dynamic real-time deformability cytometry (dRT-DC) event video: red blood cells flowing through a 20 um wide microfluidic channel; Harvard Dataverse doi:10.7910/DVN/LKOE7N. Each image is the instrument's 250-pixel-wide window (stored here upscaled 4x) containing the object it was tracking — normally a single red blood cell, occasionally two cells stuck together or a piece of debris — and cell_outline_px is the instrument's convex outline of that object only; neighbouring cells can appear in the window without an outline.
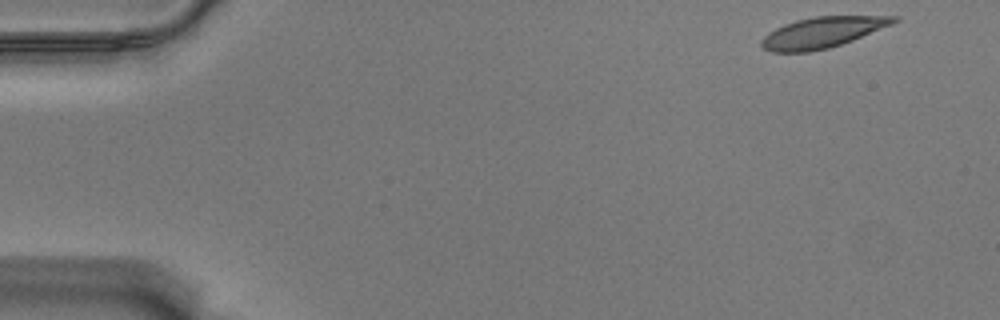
{"species": "Egyptian fruit bat (a non-hibernating species)", "species_latin": "Rousettus aegyptiacus", "temperature_condition": "warm", "stored_images_in_passage": 55, "camera_frame_rate_fps": 3000, "um_per_image_px": 0.085, "animal": {"sex": "male"}, "frame": {"image": 1, "passage_image": 1, "time_ms": 0.0, "image_size_px": [1000, 320], "cell_outline_px": [[900, 20], [892, 24], [852, 40], [828, 48], [808, 52], [772, 52], [764, 48], [760, 44], [760, 40], [768, 32], [784, 24], [796, 20], [816, 16], [900, 16]], "centroid_in_image_um": [69.88, 2.75], "position_along_channel_um": 15.1, "area_um2": 23.58}}
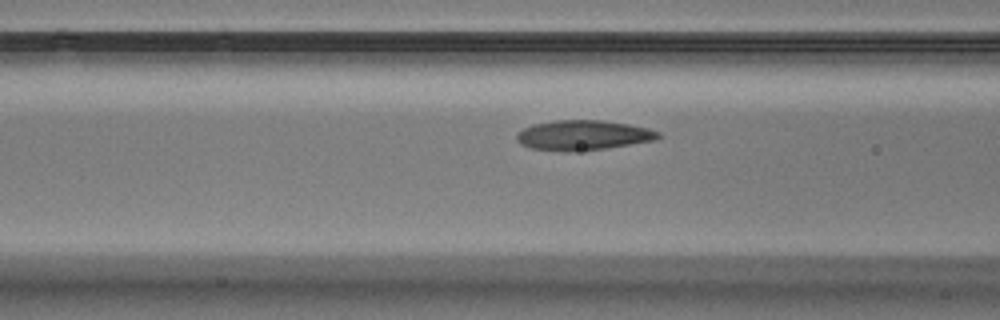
{"frame": {"image": 2, "passage_image": 20, "time_ms": 6.333, "image_size_px": [1000, 320], "cell_outline_px": [[664, 136], [656, 140], [604, 148], [572, 152], [564, 152], [528, 148], [520, 144], [516, 140], [516, 132], [532, 124], [556, 120], [600, 120], [628, 124], [648, 128], [660, 132]], "centroid_in_image_um": [49.53, 11.5], "position_along_channel_um": 117.1, "area_um2": 24.97}}
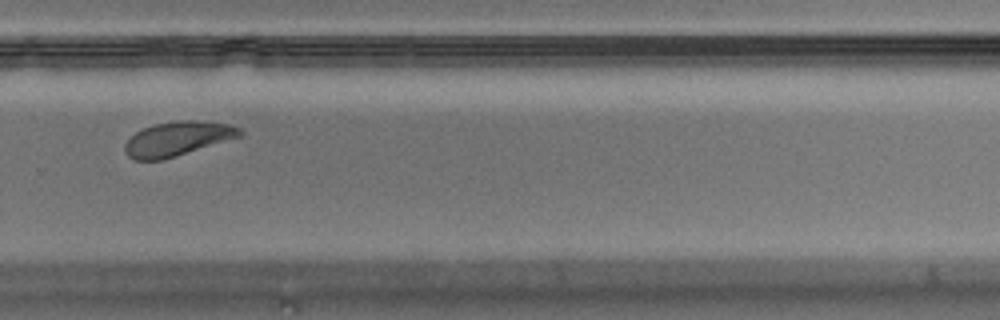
{"frame": {"image": 3, "passage_image": 37, "time_ms": 12.0, "image_size_px": [1000, 320], "cell_outline_px": [[244, 132], [240, 136], [176, 156], [160, 160], [132, 160], [124, 152], [124, 144], [136, 132], [144, 128], [156, 124], [180, 120], [200, 120], [232, 124], [240, 128]], "centroid_in_image_um": [15.09, 11.79], "position_along_channel_um": 314.7, "area_um2": 22.89}, "authors_computed_cell_mechanics": {"area_um2": 24.1026, "velocity_mm_per_s": 3.4912, "shape_relaxation_time_tau1_ms": 3.8608, "shape_relaxation_time_tau2_ms": 2.6243, "deformation_change_tau1": 0.1316, "deformation_change_tau2": 0.0756}}